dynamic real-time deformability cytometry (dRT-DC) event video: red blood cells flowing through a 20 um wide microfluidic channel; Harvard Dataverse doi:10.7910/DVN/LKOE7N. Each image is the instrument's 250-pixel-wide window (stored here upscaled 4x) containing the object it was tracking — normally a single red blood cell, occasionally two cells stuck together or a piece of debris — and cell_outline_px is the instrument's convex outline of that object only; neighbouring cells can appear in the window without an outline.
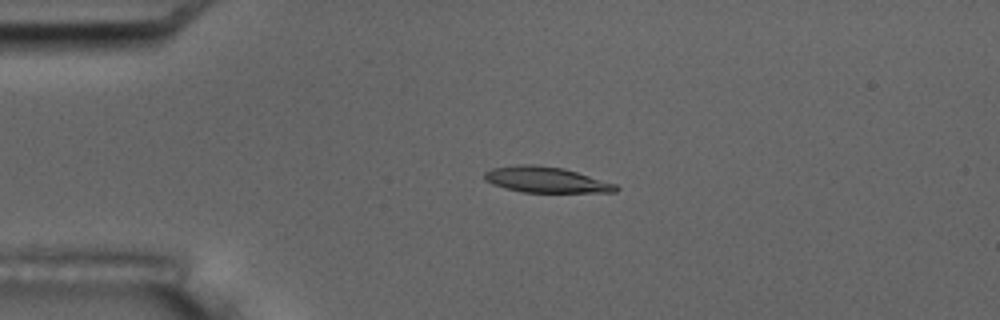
{"species": "common noctule bat (a hibernating species)", "species_latin": "Nyctalus noctula", "temperature_condition": "room temperature", "stored_images_in_passage": 4, "camera_frame_rate_fps": 3000, "um_per_image_px": 0.085, "animal": {"sex": "male", "body_mass_g": 17.5, "forearm_length_mm": 52.3}, "frame": {"image": 1, "passage_image": 3, "time_ms": 3.333, "image_size_px": [1000, 320], "cell_outline_px": [[620, 188], [616, 192], [520, 192], [504, 188], [492, 184], [484, 180], [484, 172], [492, 168], [516, 164], [532, 164], [564, 168], [616, 184]], "centroid_in_image_um": [46.37, 15.27], "position_along_channel_um": 38.6, "area_um2": 19.83}}